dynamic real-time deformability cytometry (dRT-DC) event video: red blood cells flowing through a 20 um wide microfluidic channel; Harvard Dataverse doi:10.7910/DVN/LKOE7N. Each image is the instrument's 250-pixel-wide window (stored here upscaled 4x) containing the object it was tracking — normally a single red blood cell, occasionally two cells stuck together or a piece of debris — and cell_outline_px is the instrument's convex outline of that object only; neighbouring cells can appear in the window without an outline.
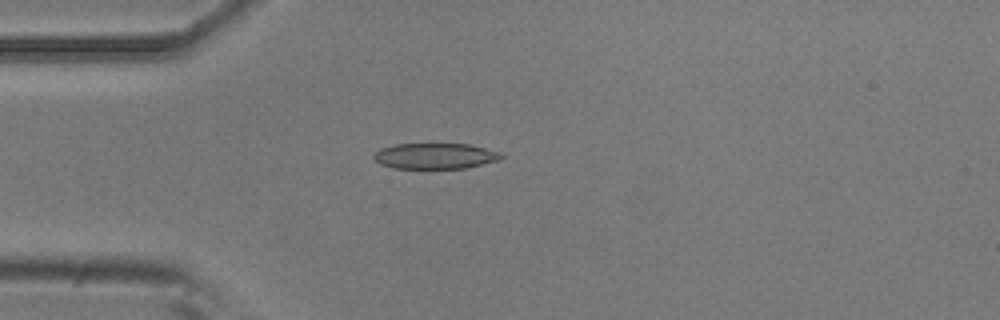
{"species": "common noctule bat (a hibernating species)", "species_latin": "Nyctalus noctula", "temperature_condition": "room temperature", "stored_images_in_passage": 5, "camera_frame_rate_fps": 3000, "um_per_image_px": 0.085, "animal": {"sex": "male", "body_mass_g": 20.5, "forearm_length_mm": 52.5}, "frame": {"image": 1, "passage_image": 5, "time_ms": 1.333, "image_size_px": [1000, 320], "cell_outline_px": [[504, 156], [500, 160], [468, 168], [392, 168], [380, 164], [372, 156], [380, 148], [396, 144], [472, 144], [500, 152]], "centroid_in_image_um": [37.02, 13.26], "position_along_channel_um": 48.0, "area_um2": 19.25}}